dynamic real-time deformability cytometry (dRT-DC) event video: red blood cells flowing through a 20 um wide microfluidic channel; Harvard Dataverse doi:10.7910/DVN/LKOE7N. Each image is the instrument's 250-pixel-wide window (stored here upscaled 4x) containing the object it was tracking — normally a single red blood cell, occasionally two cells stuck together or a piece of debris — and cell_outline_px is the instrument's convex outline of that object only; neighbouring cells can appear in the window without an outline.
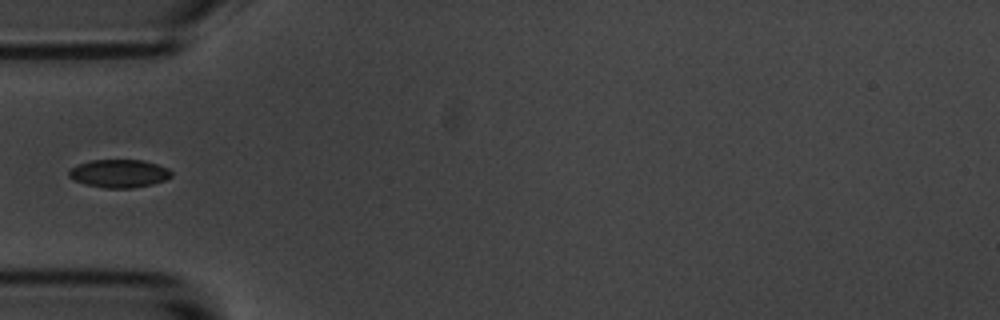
{"species": "common noctule bat (a hibernating species)", "species_latin": "Nyctalus noctula", "temperature_condition": "room temperature", "stored_images_in_passage": 15, "camera_frame_rate_fps": 3000, "um_per_image_px": 0.085, "animal": {"sex": "male", "body_mass_g": 20.1, "forearm_length_mm": 53.5}, "frame": {"image": 1, "passage_image": 5, "time_ms": 5.667, "image_size_px": [1000, 320], "cell_outline_px": [[172, 176], [164, 180], [152, 184], [132, 188], [104, 188], [88, 184], [76, 180], [68, 176], [68, 172], [76, 164], [92, 160], [144, 160], [168, 168], [172, 172]], "centroid_in_image_um": [10.14, 14.74], "position_along_channel_um": 74.9, "area_um2": 16.65}}
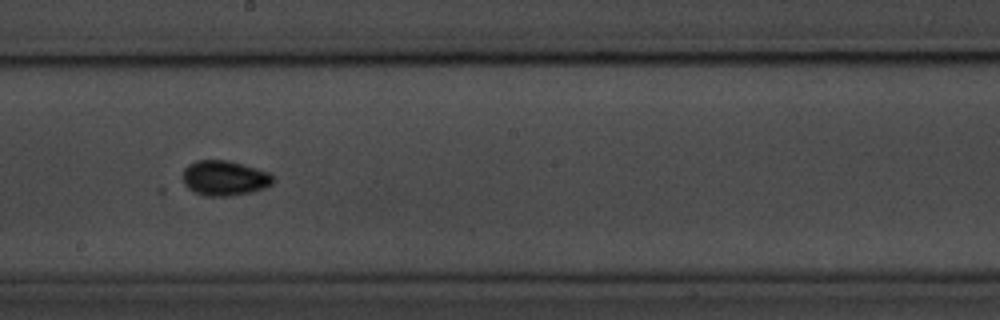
{"frame": {"image": 2, "passage_image": 9, "time_ms": 10.0, "image_size_px": [1000, 320], "cell_outline_px": [[276, 180], [272, 184], [264, 188], [252, 192], [232, 196], [208, 196], [196, 192], [180, 184], [180, 176], [184, 168], [188, 164], [196, 160], [228, 160], [244, 164], [268, 172]], "centroid_in_image_um": [19.03, 15.13], "position_along_channel_um": 229.2, "area_um2": 18.9}}
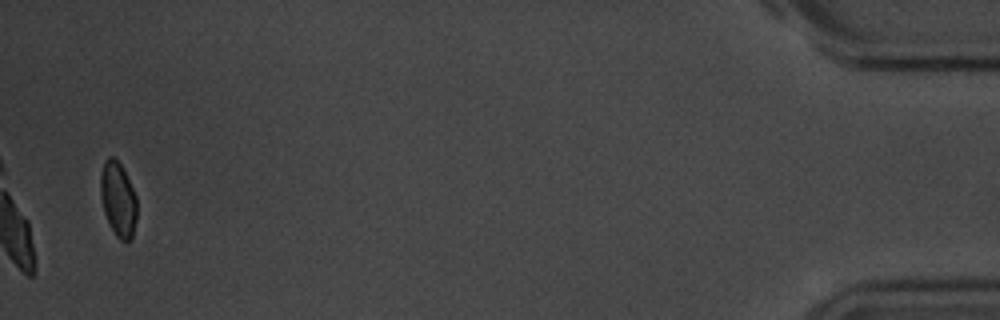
{"frame": {"image": 3, "passage_image": 15, "time_ms": 18.0, "image_size_px": [1000, 320], "cell_outline_px": [[136, 220], [132, 236], [124, 244], [116, 236], [104, 212], [100, 196], [100, 176], [104, 160], [108, 156], [112, 156], [120, 164], [136, 196]], "centroid_in_image_um": [10.02, 16.94], "position_along_channel_um": 425.2, "area_um2": 15.66}, "authors_computed_cell_mechanics": {"area_um2": 16.8776, "velocity_mm_per_s": 3.549, "shape_relaxation_time_tau1_ms": 4.1156, "shape_relaxation_time_tau2_ms": 7.0944, "deformation_change_tau1": 0.1083, "deformation_change_tau2": 0.0665}}